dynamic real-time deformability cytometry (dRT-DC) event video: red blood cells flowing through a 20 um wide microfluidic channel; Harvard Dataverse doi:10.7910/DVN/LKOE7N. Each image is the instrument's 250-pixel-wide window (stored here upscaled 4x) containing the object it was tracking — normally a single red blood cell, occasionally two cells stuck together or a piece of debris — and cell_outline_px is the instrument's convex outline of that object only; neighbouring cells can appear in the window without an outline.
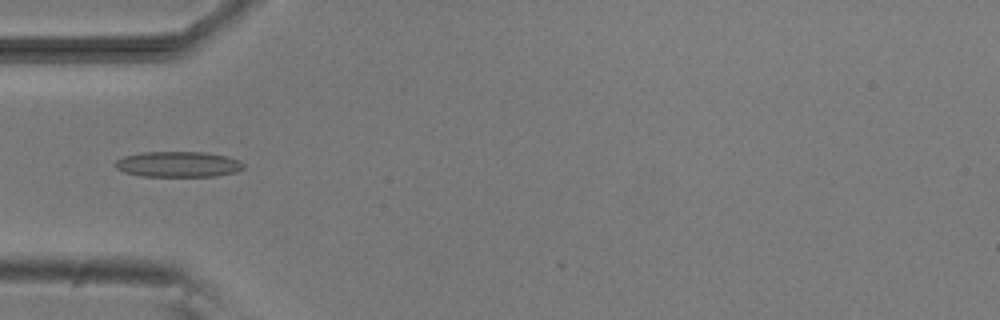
{"species": "common noctule bat (a hibernating species)", "species_latin": "Nyctalus noctula", "temperature_condition": "room temperature", "stored_images_in_passage": 7, "camera_frame_rate_fps": 3000, "um_per_image_px": 0.085, "animal": {"sex": "male", "body_mass_g": 20.5, "forearm_length_mm": 52.5}, "frame": {"image": 1, "passage_image": 4, "time_ms": 3.333, "image_size_px": [1000, 320], "cell_outline_px": [[244, 168], [236, 172], [216, 176], [144, 176], [124, 172], [116, 168], [116, 160], [124, 156], [144, 152], [204, 152], [228, 156], [240, 160], [244, 164]], "centroid_in_image_um": [15.19, 13.96], "position_along_channel_um": 69.8, "area_um2": 19.13}}
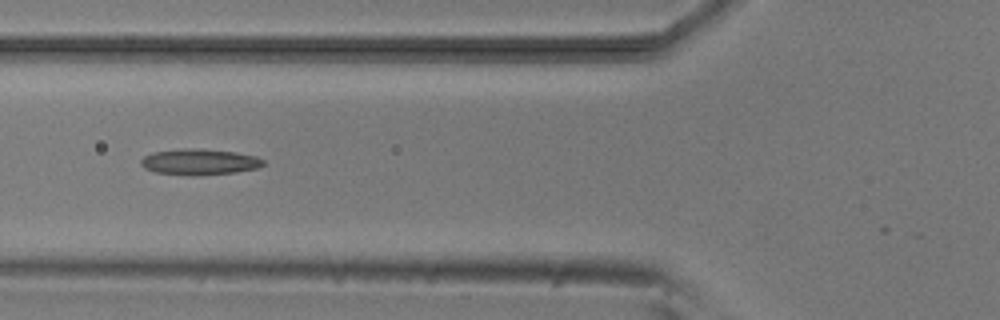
{"frame": {"image": 2, "passage_image": 5, "time_ms": 4.333, "image_size_px": [1000, 320], "cell_outline_px": [[264, 164], [256, 168], [236, 172], [192, 176], [156, 172], [144, 168], [140, 164], [140, 160], [144, 156], [152, 152], [180, 148], [196, 148], [236, 152], [256, 156], [264, 160]], "centroid_in_image_um": [16.92, 13.75], "position_along_channel_um": 108.9, "area_um2": 18.61}}
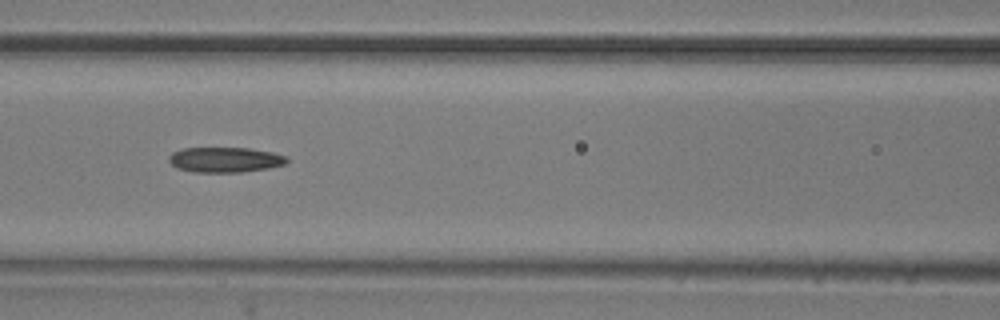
{"frame": {"image": 3, "passage_image": 6, "time_ms": 5.333, "image_size_px": [1000, 320], "cell_outline_px": [[288, 160], [284, 164], [268, 168], [240, 172], [192, 172], [176, 168], [168, 160], [168, 156], [172, 152], [184, 148], [248, 148], [272, 152], [288, 156]], "centroid_in_image_um": [19.1, 13.57], "position_along_channel_um": 147.5, "area_um2": 17.34}}